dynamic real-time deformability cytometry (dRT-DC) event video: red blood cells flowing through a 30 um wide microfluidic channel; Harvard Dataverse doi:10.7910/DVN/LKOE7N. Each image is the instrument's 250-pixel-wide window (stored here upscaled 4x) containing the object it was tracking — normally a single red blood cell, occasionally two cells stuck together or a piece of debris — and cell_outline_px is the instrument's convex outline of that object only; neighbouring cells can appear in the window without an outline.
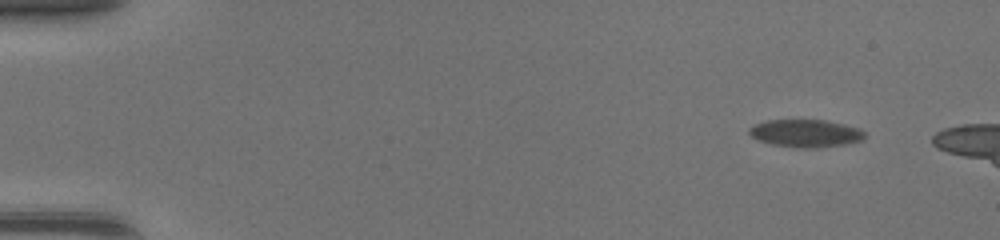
{"species": "common noctule bat (a hibernating species)", "species_latin": "Nyctalus noctula", "temperature_condition": "warm", "stored_images_in_passage": 15, "camera_frame_rate_fps": 3000, "um_per_image_px": 0.085, "animal": {"sex": "female", "body_mass_g": 17.0, "forearm_length_mm": 48.0}, "frame": {"image": 1, "passage_image": 5, "time_ms": 1.333, "image_size_px": [1000, 240], "cell_outline_px": [[864, 136], [860, 140], [844, 144], [776, 144], [760, 140], [752, 136], [748, 132], [748, 128], [756, 124], [768, 120], [824, 120], [856, 128], [864, 132]], "centroid_in_image_um": [68.42, 11.25], "position_along_channel_um": 16.6, "area_um2": 16.82}}